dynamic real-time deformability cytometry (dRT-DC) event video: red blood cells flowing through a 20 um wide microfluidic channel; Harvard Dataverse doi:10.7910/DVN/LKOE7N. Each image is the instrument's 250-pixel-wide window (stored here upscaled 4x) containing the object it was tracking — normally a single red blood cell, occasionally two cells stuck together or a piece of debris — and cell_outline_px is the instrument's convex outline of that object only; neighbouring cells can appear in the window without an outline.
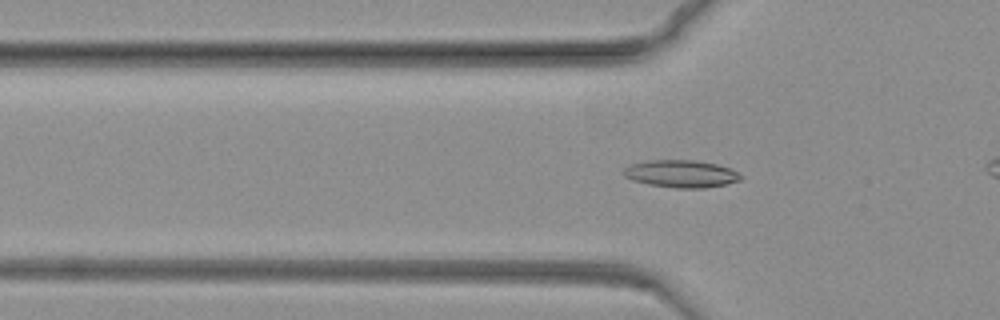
{"species": "common noctule bat (a hibernating species)", "species_latin": "Nyctalus noctula", "temperature_condition": "warm", "stored_images_in_passage": 66, "camera_frame_rate_fps": 3000, "um_per_image_px": 0.085, "animal": {"sex": "female", "body_mass_g": 19.3, "forearm_length_mm": 54.1}, "frame": {"image": 1, "passage_image": 27, "time_ms": 8.667, "image_size_px": [1000, 320], "cell_outline_px": [[744, 176], [740, 180], [724, 184], [704, 188], [676, 188], [648, 184], [632, 180], [624, 176], [624, 168], [628, 164], [648, 160], [696, 160], [716, 164], [732, 168]], "centroid_in_image_um": [57.9, 14.76], "position_along_channel_um": 67.9, "area_um2": 18.84}}
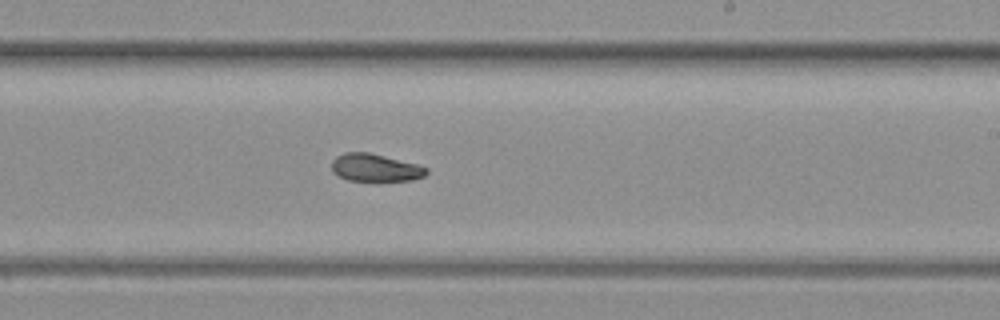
{"frame": {"image": 2, "passage_image": 49, "time_ms": 16.0, "image_size_px": [1000, 320], "cell_outline_px": [[428, 172], [424, 176], [412, 180], [348, 180], [332, 172], [332, 160], [336, 156], [344, 152], [368, 152], [416, 164], [428, 168]], "centroid_in_image_um": [31.87, 14.24], "position_along_channel_um": 257.1, "area_um2": 15.03}}
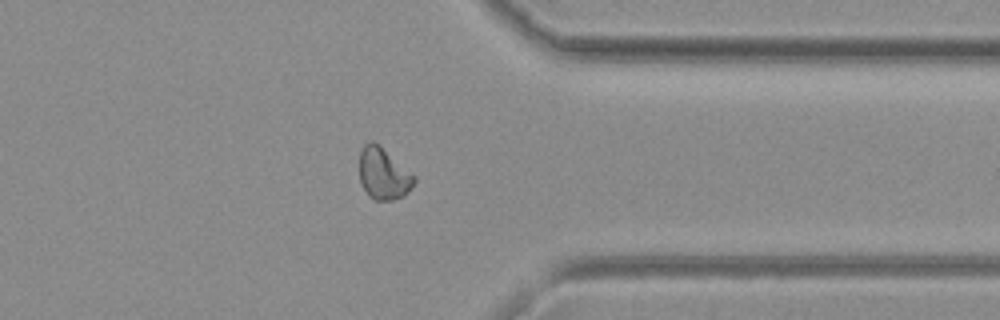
{"frame": {"image": 3, "passage_image": 64, "time_ms": 21.0, "image_size_px": [1000, 320], "cell_outline_px": [[416, 180], [408, 192], [404, 196], [392, 200], [372, 200], [368, 196], [360, 180], [360, 152], [364, 144], [372, 140], [416, 176]], "centroid_in_image_um": [32.59, 14.8], "position_along_channel_um": 378.8, "area_um2": 16.3}}